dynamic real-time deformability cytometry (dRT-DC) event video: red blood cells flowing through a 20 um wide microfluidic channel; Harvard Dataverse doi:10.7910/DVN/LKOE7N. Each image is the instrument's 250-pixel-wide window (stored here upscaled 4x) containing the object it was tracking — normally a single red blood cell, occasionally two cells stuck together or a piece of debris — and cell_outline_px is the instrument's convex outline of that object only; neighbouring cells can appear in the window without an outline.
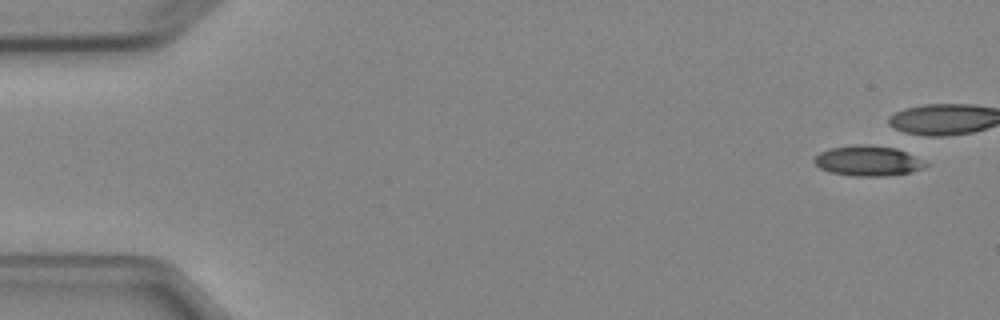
{"species": "Egyptian fruit bat (a non-hibernating species)", "species_latin": "Rousettus aegyptiacus", "temperature_condition": "cold", "stored_images_in_passage": 5, "camera_frame_rate_fps": 3000, "um_per_image_px": 0.085, "animal": {"sex": "female"}, "frame": {"image": 1, "passage_image": 1, "time_ms": 0.0, "image_size_px": [1000, 320], "cell_outline_px": [[928, 164], [924, 168], [912, 172], [884, 176], [852, 176], [828, 172], [820, 168], [812, 160], [820, 152], [828, 148], [856, 144], [868, 144], [896, 148], [924, 160]], "centroid_in_image_um": [73.76, 13.67], "position_along_channel_um": 11.2, "area_um2": 19.83}}